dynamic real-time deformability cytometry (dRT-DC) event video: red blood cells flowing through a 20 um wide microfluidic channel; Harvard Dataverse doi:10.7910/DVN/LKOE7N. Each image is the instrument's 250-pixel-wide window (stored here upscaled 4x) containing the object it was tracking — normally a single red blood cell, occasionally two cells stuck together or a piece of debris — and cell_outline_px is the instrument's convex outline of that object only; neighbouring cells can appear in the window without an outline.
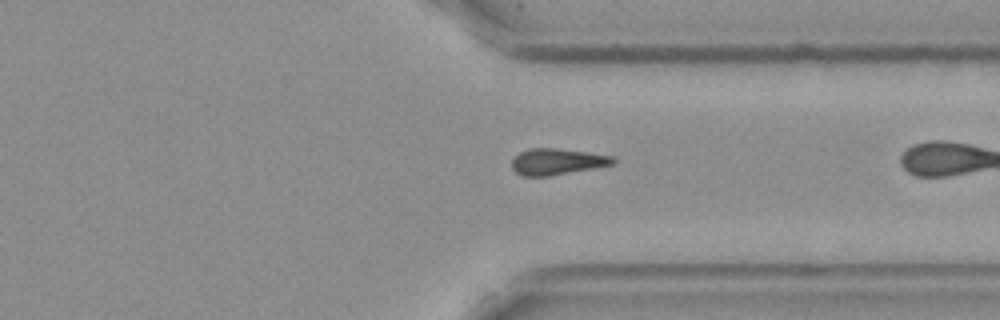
{"species": "Egyptian fruit bat (a non-hibernating species)", "species_latin": "Rousettus aegyptiacus", "temperature_condition": "cold", "stored_images_in_passage": 42, "camera_frame_rate_fps": 3000, "um_per_image_px": 0.085, "frame": {"image": 1, "passage_image": 40, "time_ms": 13.0, "image_size_px": [1000, 320], "cell_outline_px": [[616, 164], [548, 176], [524, 176], [516, 172], [512, 168], [512, 160], [520, 152], [528, 148], [556, 148], [588, 152], [612, 156], [616, 160]], "centroid_in_image_um": [47.36, 13.73], "position_along_channel_um": 364.0, "area_um2": 15.43}}